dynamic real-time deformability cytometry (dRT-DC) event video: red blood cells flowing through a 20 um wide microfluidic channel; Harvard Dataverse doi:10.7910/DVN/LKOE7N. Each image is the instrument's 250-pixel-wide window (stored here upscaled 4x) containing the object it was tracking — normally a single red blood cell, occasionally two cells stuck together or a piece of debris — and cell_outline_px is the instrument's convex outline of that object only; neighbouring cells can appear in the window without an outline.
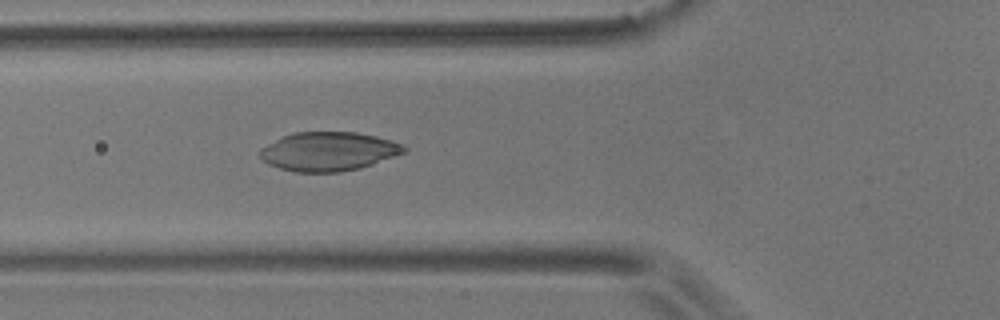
{"species": "common noctule bat (a hibernating species)", "species_latin": "Nyctalus noctula", "temperature_condition": "room temperature", "stored_images_in_passage": 6, "camera_frame_rate_fps": 3000, "um_per_image_px": 0.085, "animal": {"sex": "male", "body_mass_g": 17.9}, "frame": {"image": 1, "passage_image": 6, "time_ms": 6.0, "image_size_px": [1000, 320], "cell_outline_px": [[408, 152], [360, 168], [340, 172], [296, 172], [280, 168], [268, 164], [260, 156], [260, 148], [292, 132], [356, 132], [376, 136], [392, 140], [404, 144], [408, 148]], "centroid_in_image_um": [27.98, 12.87], "position_along_channel_um": 97.8, "area_um2": 32.77}}